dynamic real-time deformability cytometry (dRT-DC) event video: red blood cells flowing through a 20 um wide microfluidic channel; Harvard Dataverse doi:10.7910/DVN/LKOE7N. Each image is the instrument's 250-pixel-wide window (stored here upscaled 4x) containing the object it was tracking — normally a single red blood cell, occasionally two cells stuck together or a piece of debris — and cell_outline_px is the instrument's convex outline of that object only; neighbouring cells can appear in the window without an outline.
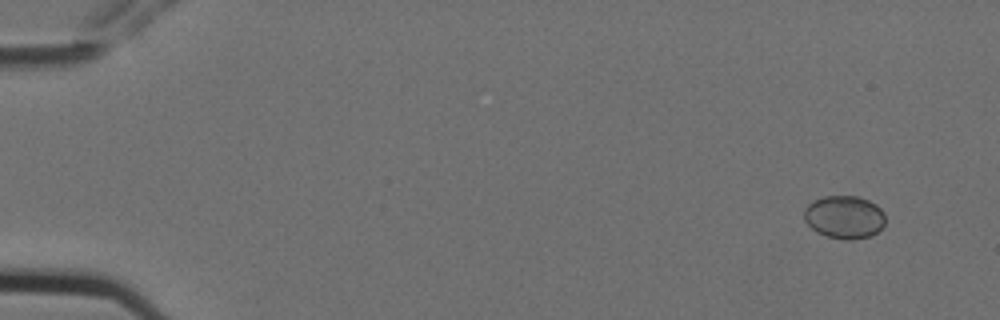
{"species": "Egyptian fruit bat (a non-hibernating species)", "species_latin": "Rousettus aegyptiacus", "temperature_condition": "cold", "stored_images_in_passage": 4, "camera_frame_rate_fps": 3000, "um_per_image_px": 0.085, "animal": {"sex": "female"}, "frame": {"image": 1, "passage_image": 1, "time_ms": 0.0, "image_size_px": [1000, 320], "cell_outline_px": [[884, 224], [872, 236], [852, 240], [844, 240], [828, 236], [816, 232], [804, 220], [804, 208], [812, 200], [824, 196], [860, 196], [876, 204], [884, 212]], "centroid_in_image_um": [71.76, 18.44], "position_along_channel_um": 13.2, "area_um2": 20.52}}
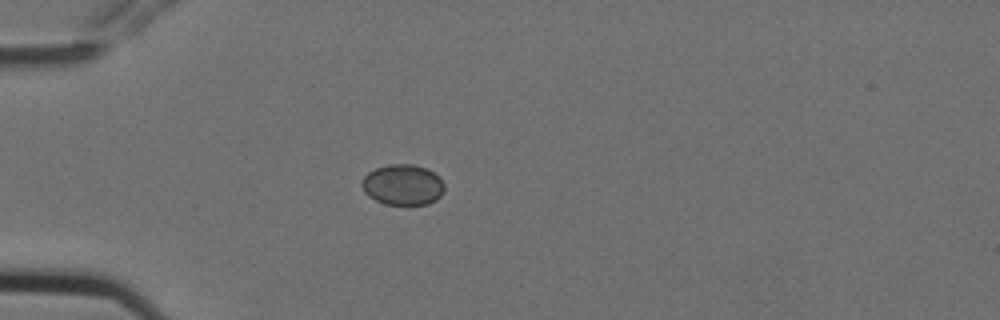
{"frame": {"image": 2, "passage_image": 4, "time_ms": 1.0, "image_size_px": [1000, 320], "cell_outline_px": [[444, 188], [440, 196], [436, 200], [428, 204], [384, 204], [368, 196], [364, 192], [360, 184], [360, 180], [368, 172], [376, 168], [388, 164], [416, 164], [428, 168], [444, 184]], "centroid_in_image_um": [34.2, 15.69], "position_along_channel_um": 50.8, "area_um2": 19.65}}